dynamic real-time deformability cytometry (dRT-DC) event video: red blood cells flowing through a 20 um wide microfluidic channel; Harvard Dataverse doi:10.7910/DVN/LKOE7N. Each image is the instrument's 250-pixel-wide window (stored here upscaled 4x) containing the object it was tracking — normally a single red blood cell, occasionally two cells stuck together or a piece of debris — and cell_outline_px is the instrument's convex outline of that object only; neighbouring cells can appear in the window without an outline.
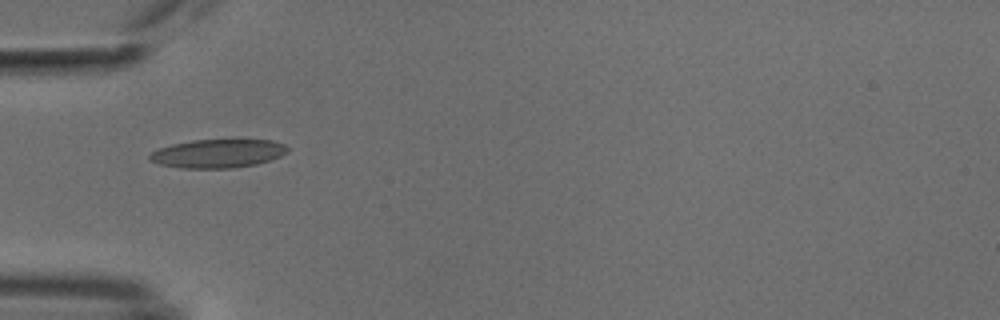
{"species": "common noctule bat (a hibernating species)", "species_latin": "Nyctalus noctula", "temperature_condition": "cold", "stored_images_in_passage": 6, "camera_frame_rate_fps": 3000, "um_per_image_px": 0.085, "animal": {"sex": "male", "body_mass_g": 18.8}, "frame": {"image": 1, "passage_image": 1, "time_ms": 0.0, "image_size_px": [1000, 320], "cell_outline_px": [[288, 152], [272, 160], [256, 164], [232, 168], [180, 168], [160, 164], [148, 160], [148, 156], [152, 152], [160, 148], [172, 144], [192, 140], [272, 140], [284, 144], [288, 148]], "centroid_in_image_um": [18.52, 13.05], "position_along_channel_um": 66.5, "area_um2": 22.95}}
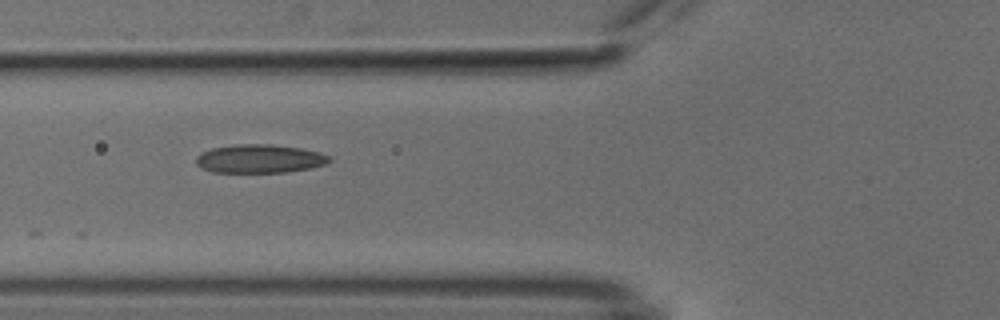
{"frame": {"image": 2, "passage_image": 4, "time_ms": 1.0, "image_size_px": [1000, 320], "cell_outline_px": [[332, 160], [324, 164], [308, 168], [288, 172], [212, 172], [200, 168], [196, 164], [196, 156], [200, 152], [212, 148], [236, 144], [272, 144], [300, 148], [320, 152], [328, 156]], "centroid_in_image_um": [22.01, 13.49], "position_along_channel_um": 103.8, "area_um2": 22.2}}